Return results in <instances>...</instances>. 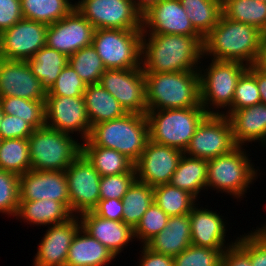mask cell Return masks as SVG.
<instances>
[{
  "mask_svg": "<svg viewBox=\"0 0 266 266\" xmlns=\"http://www.w3.org/2000/svg\"><path fill=\"white\" fill-rule=\"evenodd\" d=\"M203 41L202 36L143 34L141 68L144 73L199 71Z\"/></svg>",
  "mask_w": 266,
  "mask_h": 266,
  "instance_id": "cell-1",
  "label": "cell"
},
{
  "mask_svg": "<svg viewBox=\"0 0 266 266\" xmlns=\"http://www.w3.org/2000/svg\"><path fill=\"white\" fill-rule=\"evenodd\" d=\"M264 40L265 34L257 27L234 21L222 13L218 23L204 37L203 57L255 65L260 59Z\"/></svg>",
  "mask_w": 266,
  "mask_h": 266,
  "instance_id": "cell-2",
  "label": "cell"
},
{
  "mask_svg": "<svg viewBox=\"0 0 266 266\" xmlns=\"http://www.w3.org/2000/svg\"><path fill=\"white\" fill-rule=\"evenodd\" d=\"M149 140L146 114L126 113L118 119L91 126L87 140L81 144L114 149L135 164Z\"/></svg>",
  "mask_w": 266,
  "mask_h": 266,
  "instance_id": "cell-3",
  "label": "cell"
},
{
  "mask_svg": "<svg viewBox=\"0 0 266 266\" xmlns=\"http://www.w3.org/2000/svg\"><path fill=\"white\" fill-rule=\"evenodd\" d=\"M148 110L203 107L199 71L144 73Z\"/></svg>",
  "mask_w": 266,
  "mask_h": 266,
  "instance_id": "cell-4",
  "label": "cell"
},
{
  "mask_svg": "<svg viewBox=\"0 0 266 266\" xmlns=\"http://www.w3.org/2000/svg\"><path fill=\"white\" fill-rule=\"evenodd\" d=\"M207 115L203 107L148 110L146 117L150 140L184 152Z\"/></svg>",
  "mask_w": 266,
  "mask_h": 266,
  "instance_id": "cell-5",
  "label": "cell"
},
{
  "mask_svg": "<svg viewBox=\"0 0 266 266\" xmlns=\"http://www.w3.org/2000/svg\"><path fill=\"white\" fill-rule=\"evenodd\" d=\"M31 170L65 171L82 153V144L70 134L47 126L28 138Z\"/></svg>",
  "mask_w": 266,
  "mask_h": 266,
  "instance_id": "cell-6",
  "label": "cell"
},
{
  "mask_svg": "<svg viewBox=\"0 0 266 266\" xmlns=\"http://www.w3.org/2000/svg\"><path fill=\"white\" fill-rule=\"evenodd\" d=\"M248 67L238 61L215 59L205 70L200 66V103L208 114H222L223 111L217 110L219 108H227L226 113L232 111L237 82ZM209 106L216 110L211 111Z\"/></svg>",
  "mask_w": 266,
  "mask_h": 266,
  "instance_id": "cell-7",
  "label": "cell"
},
{
  "mask_svg": "<svg viewBox=\"0 0 266 266\" xmlns=\"http://www.w3.org/2000/svg\"><path fill=\"white\" fill-rule=\"evenodd\" d=\"M242 146H237L231 152L207 160L206 189L214 188L218 192H226L234 198H242L249 185L256 179L258 170L254 168L251 159Z\"/></svg>",
  "mask_w": 266,
  "mask_h": 266,
  "instance_id": "cell-8",
  "label": "cell"
},
{
  "mask_svg": "<svg viewBox=\"0 0 266 266\" xmlns=\"http://www.w3.org/2000/svg\"><path fill=\"white\" fill-rule=\"evenodd\" d=\"M142 30L95 29L92 46L106 69L141 67Z\"/></svg>",
  "mask_w": 266,
  "mask_h": 266,
  "instance_id": "cell-9",
  "label": "cell"
},
{
  "mask_svg": "<svg viewBox=\"0 0 266 266\" xmlns=\"http://www.w3.org/2000/svg\"><path fill=\"white\" fill-rule=\"evenodd\" d=\"M74 4L95 29L142 30V14L134 0H78Z\"/></svg>",
  "mask_w": 266,
  "mask_h": 266,
  "instance_id": "cell-10",
  "label": "cell"
},
{
  "mask_svg": "<svg viewBox=\"0 0 266 266\" xmlns=\"http://www.w3.org/2000/svg\"><path fill=\"white\" fill-rule=\"evenodd\" d=\"M236 147L229 118L223 114H208L197 127L184 154L210 160Z\"/></svg>",
  "mask_w": 266,
  "mask_h": 266,
  "instance_id": "cell-11",
  "label": "cell"
},
{
  "mask_svg": "<svg viewBox=\"0 0 266 266\" xmlns=\"http://www.w3.org/2000/svg\"><path fill=\"white\" fill-rule=\"evenodd\" d=\"M65 174L72 214L78 216L93 211L100 200L99 172L81 153L65 170Z\"/></svg>",
  "mask_w": 266,
  "mask_h": 266,
  "instance_id": "cell-12",
  "label": "cell"
},
{
  "mask_svg": "<svg viewBox=\"0 0 266 266\" xmlns=\"http://www.w3.org/2000/svg\"><path fill=\"white\" fill-rule=\"evenodd\" d=\"M99 84L116 98L126 113H147L145 76L141 67L106 69Z\"/></svg>",
  "mask_w": 266,
  "mask_h": 266,
  "instance_id": "cell-13",
  "label": "cell"
},
{
  "mask_svg": "<svg viewBox=\"0 0 266 266\" xmlns=\"http://www.w3.org/2000/svg\"><path fill=\"white\" fill-rule=\"evenodd\" d=\"M45 114L47 127L72 135L77 132L82 141L87 140L91 123L83 97L46 94Z\"/></svg>",
  "mask_w": 266,
  "mask_h": 266,
  "instance_id": "cell-14",
  "label": "cell"
},
{
  "mask_svg": "<svg viewBox=\"0 0 266 266\" xmlns=\"http://www.w3.org/2000/svg\"><path fill=\"white\" fill-rule=\"evenodd\" d=\"M48 25L21 19L0 34V58L26 61L46 46Z\"/></svg>",
  "mask_w": 266,
  "mask_h": 266,
  "instance_id": "cell-15",
  "label": "cell"
},
{
  "mask_svg": "<svg viewBox=\"0 0 266 266\" xmlns=\"http://www.w3.org/2000/svg\"><path fill=\"white\" fill-rule=\"evenodd\" d=\"M95 28L76 8L54 24L48 25L46 46L67 57L92 45Z\"/></svg>",
  "mask_w": 266,
  "mask_h": 266,
  "instance_id": "cell-16",
  "label": "cell"
},
{
  "mask_svg": "<svg viewBox=\"0 0 266 266\" xmlns=\"http://www.w3.org/2000/svg\"><path fill=\"white\" fill-rule=\"evenodd\" d=\"M183 154L180 149L149 140L134 164L137 180L153 188L170 183Z\"/></svg>",
  "mask_w": 266,
  "mask_h": 266,
  "instance_id": "cell-17",
  "label": "cell"
},
{
  "mask_svg": "<svg viewBox=\"0 0 266 266\" xmlns=\"http://www.w3.org/2000/svg\"><path fill=\"white\" fill-rule=\"evenodd\" d=\"M142 32L201 36L193 28L180 0H161L145 11L142 14Z\"/></svg>",
  "mask_w": 266,
  "mask_h": 266,
  "instance_id": "cell-18",
  "label": "cell"
},
{
  "mask_svg": "<svg viewBox=\"0 0 266 266\" xmlns=\"http://www.w3.org/2000/svg\"><path fill=\"white\" fill-rule=\"evenodd\" d=\"M46 93L27 61L0 58V97L46 102Z\"/></svg>",
  "mask_w": 266,
  "mask_h": 266,
  "instance_id": "cell-19",
  "label": "cell"
},
{
  "mask_svg": "<svg viewBox=\"0 0 266 266\" xmlns=\"http://www.w3.org/2000/svg\"><path fill=\"white\" fill-rule=\"evenodd\" d=\"M51 199L70 209L65 171L29 170L19 176V200Z\"/></svg>",
  "mask_w": 266,
  "mask_h": 266,
  "instance_id": "cell-20",
  "label": "cell"
},
{
  "mask_svg": "<svg viewBox=\"0 0 266 266\" xmlns=\"http://www.w3.org/2000/svg\"><path fill=\"white\" fill-rule=\"evenodd\" d=\"M81 228L78 216L64 223L48 227L34 256V266H66L68 251L73 238Z\"/></svg>",
  "mask_w": 266,
  "mask_h": 266,
  "instance_id": "cell-21",
  "label": "cell"
},
{
  "mask_svg": "<svg viewBox=\"0 0 266 266\" xmlns=\"http://www.w3.org/2000/svg\"><path fill=\"white\" fill-rule=\"evenodd\" d=\"M78 217L81 228L107 247L114 256L119 255L124 246L136 239L134 229L122 221L103 219L93 211L82 213Z\"/></svg>",
  "mask_w": 266,
  "mask_h": 266,
  "instance_id": "cell-22",
  "label": "cell"
},
{
  "mask_svg": "<svg viewBox=\"0 0 266 266\" xmlns=\"http://www.w3.org/2000/svg\"><path fill=\"white\" fill-rule=\"evenodd\" d=\"M188 215L190 218L192 245L211 249H227L235 243L231 241V243L225 245V240H227L225 239L227 232V228H225L226 222L216 211L198 208L195 205Z\"/></svg>",
  "mask_w": 266,
  "mask_h": 266,
  "instance_id": "cell-23",
  "label": "cell"
},
{
  "mask_svg": "<svg viewBox=\"0 0 266 266\" xmlns=\"http://www.w3.org/2000/svg\"><path fill=\"white\" fill-rule=\"evenodd\" d=\"M226 115L232 125L233 136L237 146L248 142L260 141L266 146V104L259 103L251 107L241 108Z\"/></svg>",
  "mask_w": 266,
  "mask_h": 266,
  "instance_id": "cell-24",
  "label": "cell"
},
{
  "mask_svg": "<svg viewBox=\"0 0 266 266\" xmlns=\"http://www.w3.org/2000/svg\"><path fill=\"white\" fill-rule=\"evenodd\" d=\"M191 226L188 214L170 216L167 226L146 246L152 251L177 256L191 245Z\"/></svg>",
  "mask_w": 266,
  "mask_h": 266,
  "instance_id": "cell-25",
  "label": "cell"
},
{
  "mask_svg": "<svg viewBox=\"0 0 266 266\" xmlns=\"http://www.w3.org/2000/svg\"><path fill=\"white\" fill-rule=\"evenodd\" d=\"M74 215L64 204L51 199L19 200L16 218H21L28 224L46 226L60 224L68 221Z\"/></svg>",
  "mask_w": 266,
  "mask_h": 266,
  "instance_id": "cell-26",
  "label": "cell"
},
{
  "mask_svg": "<svg viewBox=\"0 0 266 266\" xmlns=\"http://www.w3.org/2000/svg\"><path fill=\"white\" fill-rule=\"evenodd\" d=\"M114 258L107 247L80 228L70 245L66 266H104Z\"/></svg>",
  "mask_w": 266,
  "mask_h": 266,
  "instance_id": "cell-27",
  "label": "cell"
},
{
  "mask_svg": "<svg viewBox=\"0 0 266 266\" xmlns=\"http://www.w3.org/2000/svg\"><path fill=\"white\" fill-rule=\"evenodd\" d=\"M83 98L91 126L126 114L116 98L99 83L87 85Z\"/></svg>",
  "mask_w": 266,
  "mask_h": 266,
  "instance_id": "cell-28",
  "label": "cell"
},
{
  "mask_svg": "<svg viewBox=\"0 0 266 266\" xmlns=\"http://www.w3.org/2000/svg\"><path fill=\"white\" fill-rule=\"evenodd\" d=\"M207 170V160L183 154L170 184L189 192L197 199L199 192L206 189Z\"/></svg>",
  "mask_w": 266,
  "mask_h": 266,
  "instance_id": "cell-29",
  "label": "cell"
},
{
  "mask_svg": "<svg viewBox=\"0 0 266 266\" xmlns=\"http://www.w3.org/2000/svg\"><path fill=\"white\" fill-rule=\"evenodd\" d=\"M82 154L102 176L136 173L134 163L122 153L100 146H82Z\"/></svg>",
  "mask_w": 266,
  "mask_h": 266,
  "instance_id": "cell-30",
  "label": "cell"
},
{
  "mask_svg": "<svg viewBox=\"0 0 266 266\" xmlns=\"http://www.w3.org/2000/svg\"><path fill=\"white\" fill-rule=\"evenodd\" d=\"M32 73L48 90L68 64V57L55 49L44 46L33 57L26 60Z\"/></svg>",
  "mask_w": 266,
  "mask_h": 266,
  "instance_id": "cell-31",
  "label": "cell"
},
{
  "mask_svg": "<svg viewBox=\"0 0 266 266\" xmlns=\"http://www.w3.org/2000/svg\"><path fill=\"white\" fill-rule=\"evenodd\" d=\"M193 28L204 38L222 15V0H180Z\"/></svg>",
  "mask_w": 266,
  "mask_h": 266,
  "instance_id": "cell-32",
  "label": "cell"
},
{
  "mask_svg": "<svg viewBox=\"0 0 266 266\" xmlns=\"http://www.w3.org/2000/svg\"><path fill=\"white\" fill-rule=\"evenodd\" d=\"M24 19L54 24L67 16L75 4L70 0H20Z\"/></svg>",
  "mask_w": 266,
  "mask_h": 266,
  "instance_id": "cell-33",
  "label": "cell"
},
{
  "mask_svg": "<svg viewBox=\"0 0 266 266\" xmlns=\"http://www.w3.org/2000/svg\"><path fill=\"white\" fill-rule=\"evenodd\" d=\"M122 202L124 206L122 222L134 229L154 202L153 187L136 179L124 194Z\"/></svg>",
  "mask_w": 266,
  "mask_h": 266,
  "instance_id": "cell-34",
  "label": "cell"
},
{
  "mask_svg": "<svg viewBox=\"0 0 266 266\" xmlns=\"http://www.w3.org/2000/svg\"><path fill=\"white\" fill-rule=\"evenodd\" d=\"M222 12L227 18L257 27L266 34V2L222 0Z\"/></svg>",
  "mask_w": 266,
  "mask_h": 266,
  "instance_id": "cell-35",
  "label": "cell"
},
{
  "mask_svg": "<svg viewBox=\"0 0 266 266\" xmlns=\"http://www.w3.org/2000/svg\"><path fill=\"white\" fill-rule=\"evenodd\" d=\"M154 202L170 217L189 214L197 199L170 183L153 188Z\"/></svg>",
  "mask_w": 266,
  "mask_h": 266,
  "instance_id": "cell-36",
  "label": "cell"
},
{
  "mask_svg": "<svg viewBox=\"0 0 266 266\" xmlns=\"http://www.w3.org/2000/svg\"><path fill=\"white\" fill-rule=\"evenodd\" d=\"M0 169L18 176L31 170L28 139L14 138L0 141Z\"/></svg>",
  "mask_w": 266,
  "mask_h": 266,
  "instance_id": "cell-37",
  "label": "cell"
},
{
  "mask_svg": "<svg viewBox=\"0 0 266 266\" xmlns=\"http://www.w3.org/2000/svg\"><path fill=\"white\" fill-rule=\"evenodd\" d=\"M4 114L18 116L34 129L46 126L45 102L18 97H0Z\"/></svg>",
  "mask_w": 266,
  "mask_h": 266,
  "instance_id": "cell-38",
  "label": "cell"
},
{
  "mask_svg": "<svg viewBox=\"0 0 266 266\" xmlns=\"http://www.w3.org/2000/svg\"><path fill=\"white\" fill-rule=\"evenodd\" d=\"M68 64L86 85L99 83L101 75L106 71L101 58L92 45L84 47L68 57Z\"/></svg>",
  "mask_w": 266,
  "mask_h": 266,
  "instance_id": "cell-39",
  "label": "cell"
},
{
  "mask_svg": "<svg viewBox=\"0 0 266 266\" xmlns=\"http://www.w3.org/2000/svg\"><path fill=\"white\" fill-rule=\"evenodd\" d=\"M261 103L256 81V64L251 65L239 78L232 102V111Z\"/></svg>",
  "mask_w": 266,
  "mask_h": 266,
  "instance_id": "cell-40",
  "label": "cell"
},
{
  "mask_svg": "<svg viewBox=\"0 0 266 266\" xmlns=\"http://www.w3.org/2000/svg\"><path fill=\"white\" fill-rule=\"evenodd\" d=\"M169 216L153 202L134 228V237L142 246L158 235L166 226Z\"/></svg>",
  "mask_w": 266,
  "mask_h": 266,
  "instance_id": "cell-41",
  "label": "cell"
},
{
  "mask_svg": "<svg viewBox=\"0 0 266 266\" xmlns=\"http://www.w3.org/2000/svg\"><path fill=\"white\" fill-rule=\"evenodd\" d=\"M226 249H211L190 245L182 253L174 256V266H221Z\"/></svg>",
  "mask_w": 266,
  "mask_h": 266,
  "instance_id": "cell-42",
  "label": "cell"
},
{
  "mask_svg": "<svg viewBox=\"0 0 266 266\" xmlns=\"http://www.w3.org/2000/svg\"><path fill=\"white\" fill-rule=\"evenodd\" d=\"M86 87V83L67 64L60 72L56 81L47 90L46 94H50L51 96L83 97Z\"/></svg>",
  "mask_w": 266,
  "mask_h": 266,
  "instance_id": "cell-43",
  "label": "cell"
},
{
  "mask_svg": "<svg viewBox=\"0 0 266 266\" xmlns=\"http://www.w3.org/2000/svg\"><path fill=\"white\" fill-rule=\"evenodd\" d=\"M19 206V176L0 169V213L16 216Z\"/></svg>",
  "mask_w": 266,
  "mask_h": 266,
  "instance_id": "cell-44",
  "label": "cell"
},
{
  "mask_svg": "<svg viewBox=\"0 0 266 266\" xmlns=\"http://www.w3.org/2000/svg\"><path fill=\"white\" fill-rule=\"evenodd\" d=\"M237 237L235 242L249 255L252 266H266V232L258 228Z\"/></svg>",
  "mask_w": 266,
  "mask_h": 266,
  "instance_id": "cell-45",
  "label": "cell"
},
{
  "mask_svg": "<svg viewBox=\"0 0 266 266\" xmlns=\"http://www.w3.org/2000/svg\"><path fill=\"white\" fill-rule=\"evenodd\" d=\"M136 179V173L102 176L100 180V200L123 199L124 194Z\"/></svg>",
  "mask_w": 266,
  "mask_h": 266,
  "instance_id": "cell-46",
  "label": "cell"
},
{
  "mask_svg": "<svg viewBox=\"0 0 266 266\" xmlns=\"http://www.w3.org/2000/svg\"><path fill=\"white\" fill-rule=\"evenodd\" d=\"M35 129L18 116L4 114L0 126V139L22 138L28 139Z\"/></svg>",
  "mask_w": 266,
  "mask_h": 266,
  "instance_id": "cell-47",
  "label": "cell"
},
{
  "mask_svg": "<svg viewBox=\"0 0 266 266\" xmlns=\"http://www.w3.org/2000/svg\"><path fill=\"white\" fill-rule=\"evenodd\" d=\"M23 19L20 0H0V34Z\"/></svg>",
  "mask_w": 266,
  "mask_h": 266,
  "instance_id": "cell-48",
  "label": "cell"
},
{
  "mask_svg": "<svg viewBox=\"0 0 266 266\" xmlns=\"http://www.w3.org/2000/svg\"><path fill=\"white\" fill-rule=\"evenodd\" d=\"M122 199H105L99 200L98 205L93 212L103 219L122 221L123 218Z\"/></svg>",
  "mask_w": 266,
  "mask_h": 266,
  "instance_id": "cell-49",
  "label": "cell"
},
{
  "mask_svg": "<svg viewBox=\"0 0 266 266\" xmlns=\"http://www.w3.org/2000/svg\"><path fill=\"white\" fill-rule=\"evenodd\" d=\"M221 266H252L249 255L235 242L222 255Z\"/></svg>",
  "mask_w": 266,
  "mask_h": 266,
  "instance_id": "cell-50",
  "label": "cell"
},
{
  "mask_svg": "<svg viewBox=\"0 0 266 266\" xmlns=\"http://www.w3.org/2000/svg\"><path fill=\"white\" fill-rule=\"evenodd\" d=\"M143 250L138 266H174L172 256L160 254L152 251L146 245H143Z\"/></svg>",
  "mask_w": 266,
  "mask_h": 266,
  "instance_id": "cell-51",
  "label": "cell"
},
{
  "mask_svg": "<svg viewBox=\"0 0 266 266\" xmlns=\"http://www.w3.org/2000/svg\"><path fill=\"white\" fill-rule=\"evenodd\" d=\"M256 81L260 92L261 103L266 104V72L256 64Z\"/></svg>",
  "mask_w": 266,
  "mask_h": 266,
  "instance_id": "cell-52",
  "label": "cell"
},
{
  "mask_svg": "<svg viewBox=\"0 0 266 266\" xmlns=\"http://www.w3.org/2000/svg\"><path fill=\"white\" fill-rule=\"evenodd\" d=\"M160 1L161 0H134L135 7L141 14L147 11L150 7L158 4Z\"/></svg>",
  "mask_w": 266,
  "mask_h": 266,
  "instance_id": "cell-53",
  "label": "cell"
},
{
  "mask_svg": "<svg viewBox=\"0 0 266 266\" xmlns=\"http://www.w3.org/2000/svg\"><path fill=\"white\" fill-rule=\"evenodd\" d=\"M257 65L266 72V39L262 45L261 55Z\"/></svg>",
  "mask_w": 266,
  "mask_h": 266,
  "instance_id": "cell-54",
  "label": "cell"
},
{
  "mask_svg": "<svg viewBox=\"0 0 266 266\" xmlns=\"http://www.w3.org/2000/svg\"><path fill=\"white\" fill-rule=\"evenodd\" d=\"M4 118V112L2 110V107L0 106V126H1V122L3 121Z\"/></svg>",
  "mask_w": 266,
  "mask_h": 266,
  "instance_id": "cell-55",
  "label": "cell"
},
{
  "mask_svg": "<svg viewBox=\"0 0 266 266\" xmlns=\"http://www.w3.org/2000/svg\"><path fill=\"white\" fill-rule=\"evenodd\" d=\"M266 232V223L263 224V227H261Z\"/></svg>",
  "mask_w": 266,
  "mask_h": 266,
  "instance_id": "cell-56",
  "label": "cell"
}]
</instances>
